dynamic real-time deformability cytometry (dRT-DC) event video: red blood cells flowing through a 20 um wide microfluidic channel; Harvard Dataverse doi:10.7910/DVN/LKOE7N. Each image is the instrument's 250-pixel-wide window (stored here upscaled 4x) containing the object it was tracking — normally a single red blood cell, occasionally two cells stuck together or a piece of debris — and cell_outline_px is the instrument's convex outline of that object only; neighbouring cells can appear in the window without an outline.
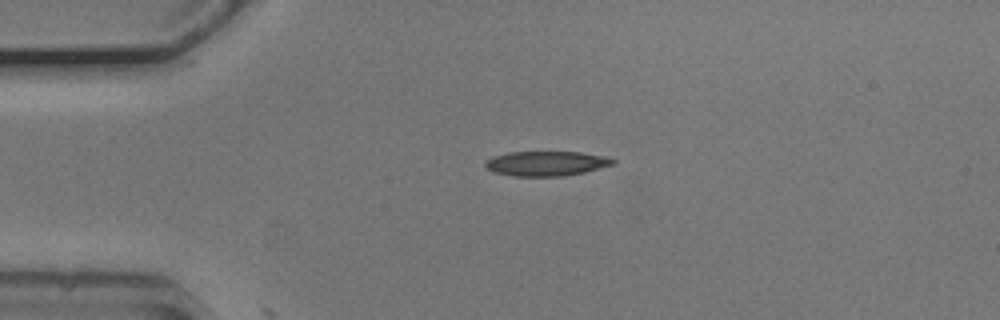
{"species": "common noctule bat (a hibernating species)", "species_latin": "Nyctalus noctula", "temperature_condition": "cold", "stored_images_in_passage": 3, "camera_frame_rate_fps": 3000, "um_per_image_px": 0.085, "animal": {"sex": "male", "body_mass_g": 20.5, "forearm_length_mm": 52.5}, "frame": {"image": 1, "passage_image": 1, "time_ms": 0.0, "image_size_px": [1000, 320], "cell_outline_px": [[616, 164], [584, 172], [564, 176], [512, 176], [492, 172], [484, 164], [492, 156], [508, 152], [580, 152], [604, 156], [616, 160]], "centroid_in_image_um": [46.44, 13.9], "position_along_channel_um": 38.6, "area_um2": 18.44}}